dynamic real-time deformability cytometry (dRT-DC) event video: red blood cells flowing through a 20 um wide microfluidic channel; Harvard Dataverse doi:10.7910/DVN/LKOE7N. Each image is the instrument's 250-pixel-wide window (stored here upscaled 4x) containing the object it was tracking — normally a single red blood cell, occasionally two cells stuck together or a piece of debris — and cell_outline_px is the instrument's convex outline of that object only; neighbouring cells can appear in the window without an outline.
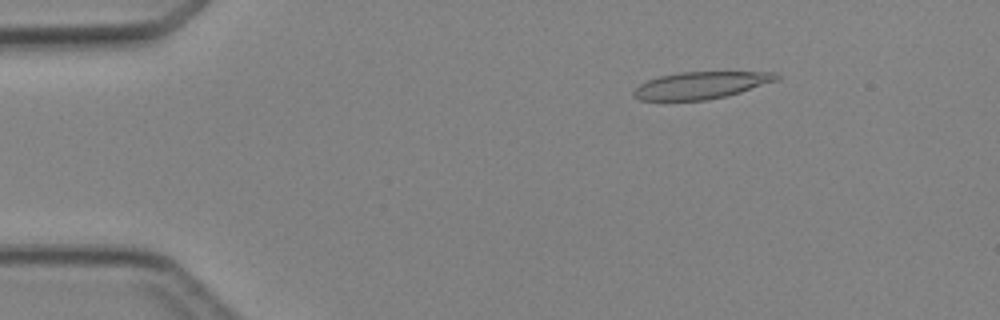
{"species": "Egyptian fruit bat (a non-hibernating species)", "species_latin": "Rousettus aegyptiacus", "temperature_condition": "cold", "stored_images_in_passage": 4, "camera_frame_rate_fps": 3000, "um_per_image_px": 0.085, "animal": {"sex": "female"}, "frame": {"image": 1, "passage_image": 2, "time_ms": 2.0, "image_size_px": [1000, 320], "cell_outline_px": [[780, 76], [776, 80], [728, 96], [704, 100], [640, 100], [632, 96], [632, 92], [640, 84], [648, 80], [660, 76], [680, 72], [776, 72]], "centroid_in_image_um": [59.55, 7.25], "position_along_channel_um": 25.4, "area_um2": 22.31}}
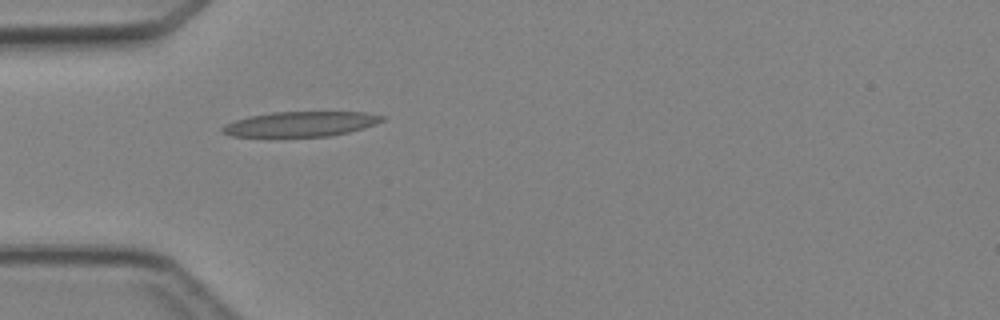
{"frame": {"image": 2, "passage_image": 4, "time_ms": 4.333, "image_size_px": [1000, 320], "cell_outline_px": [[384, 120], [376, 124], [364, 128], [348, 132], [328, 136], [232, 136], [220, 132], [220, 128], [224, 124], [248, 116], [272, 112], [364, 112], [384, 116]], "centroid_in_image_um": [25.53, 10.53], "position_along_channel_um": 59.5, "area_um2": 23.18}}